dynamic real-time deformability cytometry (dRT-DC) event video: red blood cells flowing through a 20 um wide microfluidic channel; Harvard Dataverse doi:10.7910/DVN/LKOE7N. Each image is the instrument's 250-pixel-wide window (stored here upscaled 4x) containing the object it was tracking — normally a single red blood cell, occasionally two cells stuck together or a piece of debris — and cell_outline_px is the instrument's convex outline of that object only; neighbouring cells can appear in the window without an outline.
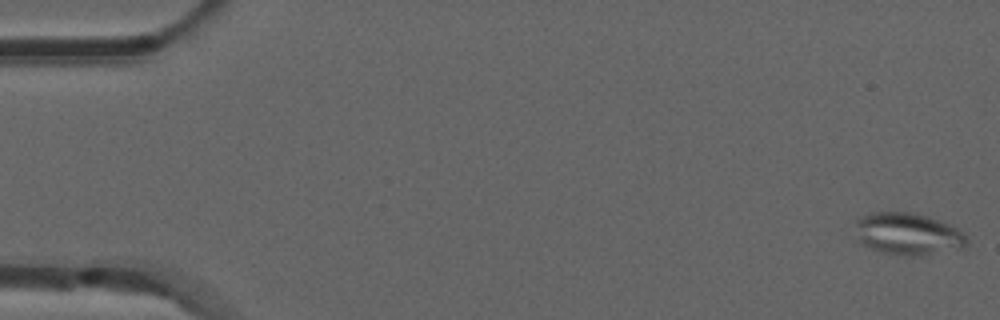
{"species": "common noctule bat (a hibernating species)", "species_latin": "Nyctalus noctula", "temperature_condition": "room temperature", "stored_images_in_passage": 52, "segment_of_instrument_passage": [1, 2], "camera_frame_rate_fps": 3000, "um_per_image_px": 0.085, "animal": {"sex": "male", "forearm_length_mm": 52.5}, "frame": {"image": 1, "passage_image": 1, "time_ms": 0.0, "image_size_px": [1000, 320], "cell_outline_px": [[968, 244], [964, 248], [924, 256], [904, 256], [880, 252], [860, 244], [856, 240], [856, 220], [872, 212], [912, 212], [928, 216], [940, 220], [956, 228], [968, 236]], "centroid_in_image_um": [77.19, 19.91], "position_along_channel_um": 7.8, "area_um2": 27.92}}